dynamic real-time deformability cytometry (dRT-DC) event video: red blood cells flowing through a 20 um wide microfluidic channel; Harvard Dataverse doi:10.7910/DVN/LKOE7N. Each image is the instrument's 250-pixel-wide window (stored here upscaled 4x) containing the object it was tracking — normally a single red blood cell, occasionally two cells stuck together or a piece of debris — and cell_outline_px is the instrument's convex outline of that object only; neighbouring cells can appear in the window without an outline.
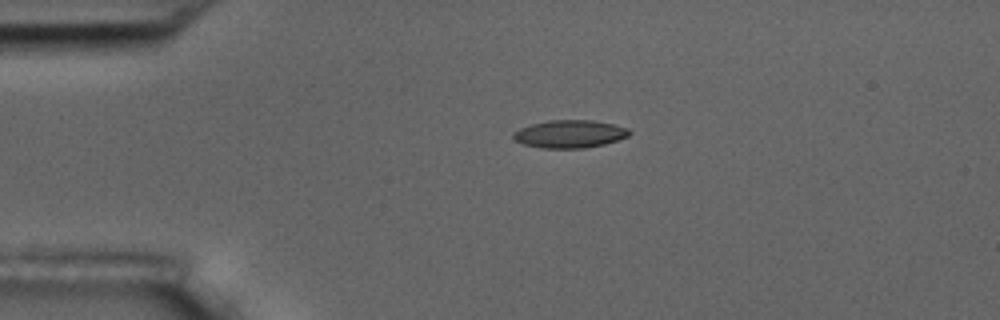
{"species": "common noctule bat (a hibernating species)", "species_latin": "Nyctalus noctula", "temperature_condition": "room temperature", "stored_images_in_passage": 11, "camera_frame_rate_fps": 3000, "um_per_image_px": 0.085, "animal": {"sex": "male", "body_mass_g": 17.5, "forearm_length_mm": 52.3}, "frame": {"image": 1, "passage_image": 4, "time_ms": 3.667, "image_size_px": [1000, 320], "cell_outline_px": [[632, 132], [628, 136], [604, 144], [584, 148], [540, 148], [524, 144], [516, 140], [512, 136], [512, 132], [520, 128], [532, 124], [548, 120], [592, 120], [612, 124], [628, 128]], "centroid_in_image_um": [48.41, 11.38], "position_along_channel_um": 36.6, "area_um2": 18.73}}
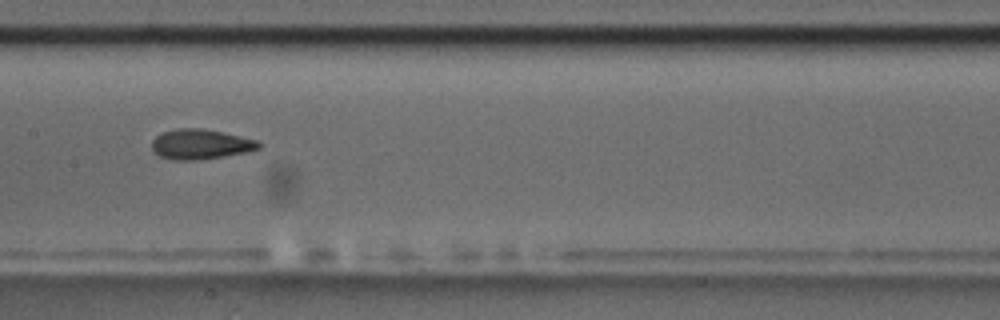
{"frame": {"image": 2, "passage_image": 8, "time_ms": 9.0, "image_size_px": [1000, 320], "cell_outline_px": [[260, 148], [248, 152], [200, 160], [176, 160], [160, 156], [152, 148], [152, 140], [156, 136], [164, 132], [176, 128], [200, 128], [224, 132], [256, 140], [260, 144]], "centroid_in_image_um": [17.05, 12.26], "position_along_channel_um": 190.3, "area_um2": 18.61}}
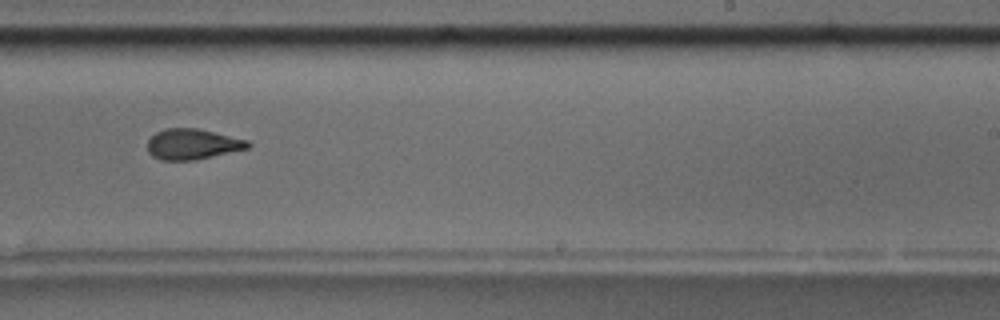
{"frame": {"image": 3, "passage_image": 10, "time_ms": 11.333, "image_size_px": [1000, 320], "cell_outline_px": [[252, 144], [248, 148], [192, 160], [160, 160], [152, 156], [148, 152], [148, 140], [156, 132], [164, 128], [196, 128], [248, 140]], "centroid_in_image_um": [16.33, 12.25], "position_along_channel_um": 272.7, "area_um2": 17.69}}